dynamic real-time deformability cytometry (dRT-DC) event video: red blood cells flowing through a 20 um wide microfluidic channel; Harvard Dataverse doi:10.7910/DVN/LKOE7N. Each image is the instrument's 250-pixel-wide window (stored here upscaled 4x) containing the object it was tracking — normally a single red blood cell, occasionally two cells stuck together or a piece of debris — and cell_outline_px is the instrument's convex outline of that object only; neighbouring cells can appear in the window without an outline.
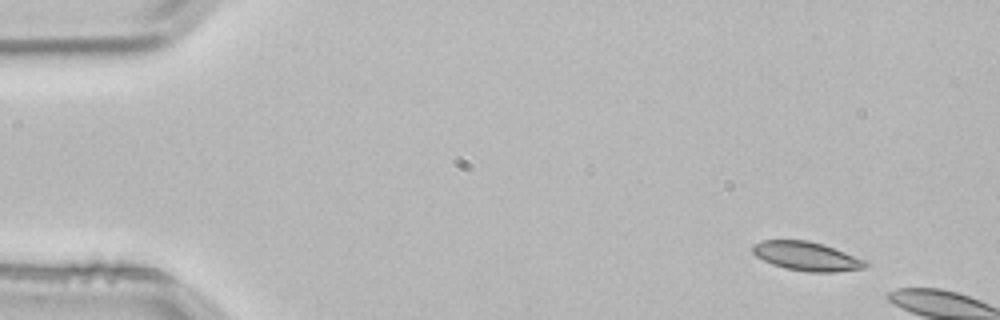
{"species": "common noctule bat (a hibernating species)", "species_latin": "Nyctalus noctula", "temperature_condition": "room temperature", "stored_images_in_passage": 3, "camera_frame_rate_fps": 3000, "um_per_image_px": 0.085, "animal": {"sex": "male", "body_mass_g": 21.5, "forearm_length_mm": 52.0}, "frame": {"image": 1, "passage_image": 1, "time_ms": 0.0, "image_size_px": [1000, 320], "cell_outline_px": [[868, 264], [864, 268], [836, 272], [808, 272], [784, 268], [772, 264], [756, 256], [752, 252], [752, 244], [764, 240], [808, 240], [868, 260]], "centroid_in_image_um": [68.56, 21.79], "position_along_channel_um": 16.4, "area_um2": 18.96}}